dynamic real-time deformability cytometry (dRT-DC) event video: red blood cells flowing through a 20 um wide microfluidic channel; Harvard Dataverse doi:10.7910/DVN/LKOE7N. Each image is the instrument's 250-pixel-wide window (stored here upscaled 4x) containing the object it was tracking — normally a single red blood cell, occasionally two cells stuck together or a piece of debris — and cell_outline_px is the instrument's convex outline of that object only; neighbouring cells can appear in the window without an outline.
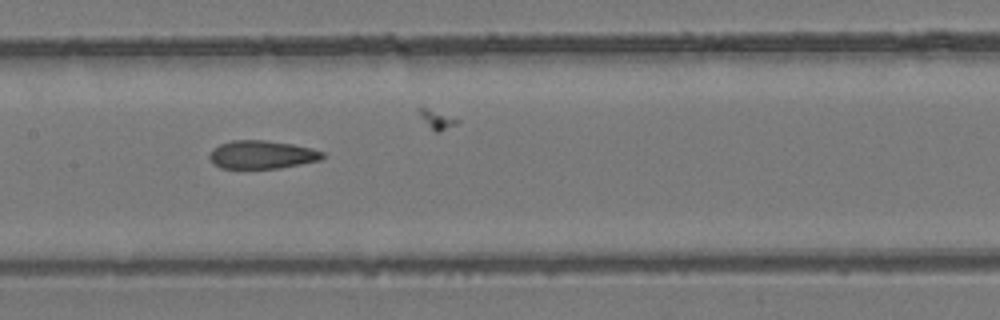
{"species": "common noctule bat (a hibernating species)", "species_latin": "Nyctalus noctula", "temperature_condition": "room temperature", "stored_images_in_passage": 39, "camera_frame_rate_fps": 3000, "um_per_image_px": 0.085, "animal": {"sex": "female", "body_mass_g": 24.6, "forearm_length_mm": 56.2}, "frame": {"image": 1, "passage_image": 17, "time_ms": 5.333, "image_size_px": [1000, 320], "cell_outline_px": [[324, 156], [320, 160], [280, 168], [220, 168], [208, 156], [212, 148], [220, 144], [232, 140], [264, 140], [292, 144], [312, 148], [324, 152]], "centroid_in_image_um": [22.26, 13.14], "position_along_channel_um": 185.1, "area_um2": 18.5}}
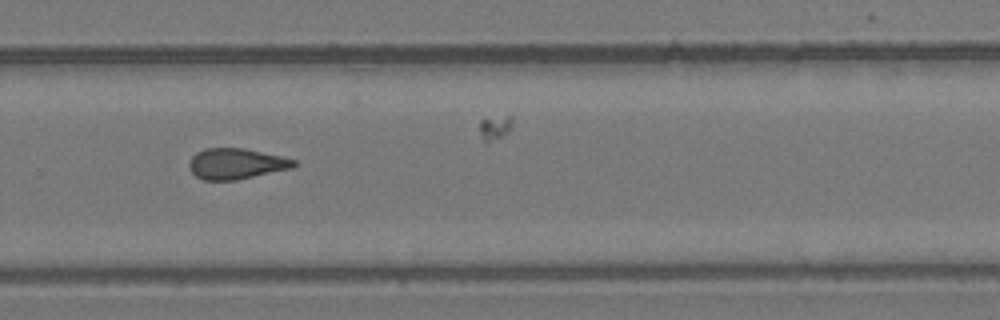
{"frame": {"image": 2, "passage_image": 26, "time_ms": 8.333, "image_size_px": [1000, 320], "cell_outline_px": [[296, 164], [292, 168], [236, 180], [204, 180], [196, 176], [188, 168], [188, 164], [192, 156], [196, 152], [204, 148], [244, 148], [280, 156], [296, 160]], "centroid_in_image_um": [20.03, 13.91], "position_along_channel_um": 309.8, "area_um2": 18.73}, "authors_computed_cell_mechanics": {"area_um2": 18.785, "velocity_mm_per_s": 4.1661, "shape_relaxation_time_tau1_ms": null, "shape_relaxation_time_tau2_ms": 3.0718, "deformation_change_tau1": null, "deformation_change_tau2": 0.1094}}